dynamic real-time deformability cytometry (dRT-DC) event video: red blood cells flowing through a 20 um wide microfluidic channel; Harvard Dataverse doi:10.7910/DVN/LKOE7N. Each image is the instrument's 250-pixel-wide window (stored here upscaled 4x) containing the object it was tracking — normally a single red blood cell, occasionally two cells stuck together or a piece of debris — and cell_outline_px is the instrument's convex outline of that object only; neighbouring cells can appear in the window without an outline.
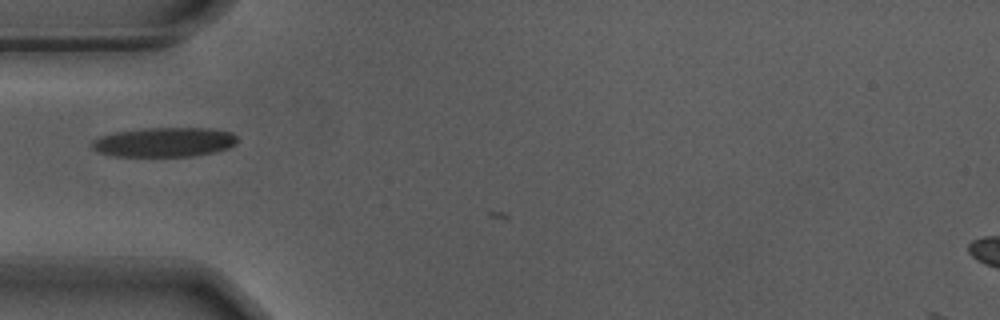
{"species": "Egyptian fruit bat (a non-hibernating species)", "species_latin": "Rousettus aegyptiacus", "temperature_condition": "warm", "stored_images_in_passage": 5, "camera_frame_rate_fps": 3000, "um_per_image_px": 0.085, "animal": {"sex": "male"}, "frame": {"image": 1, "passage_image": 4, "time_ms": 1.0, "image_size_px": [1000, 320], "cell_outline_px": [[236, 144], [228, 148], [212, 152], [192, 156], [112, 156], [96, 152], [88, 144], [92, 140], [100, 136], [112, 132], [144, 128], [212, 128], [232, 132], [236, 136]], "centroid_in_image_um": [13.89, 12.07], "position_along_channel_um": 71.1, "area_um2": 25.26}}